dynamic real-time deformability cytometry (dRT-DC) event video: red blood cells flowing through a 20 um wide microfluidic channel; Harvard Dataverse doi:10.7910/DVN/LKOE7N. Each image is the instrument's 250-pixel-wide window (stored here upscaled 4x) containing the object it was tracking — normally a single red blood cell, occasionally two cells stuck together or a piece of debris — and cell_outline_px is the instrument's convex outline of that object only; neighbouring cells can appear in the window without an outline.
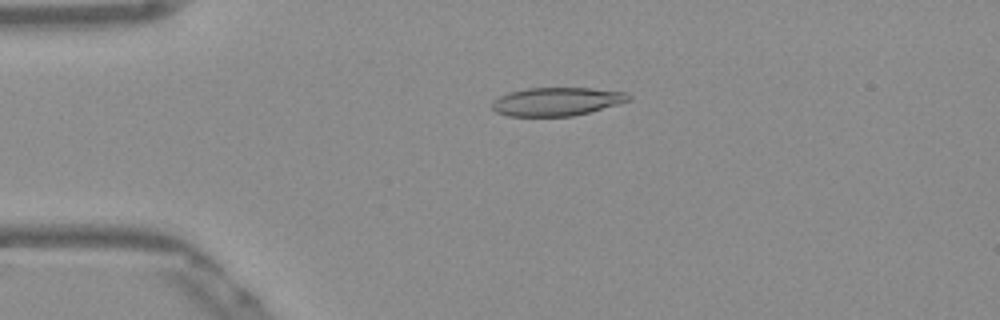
{"species": "Egyptian fruit bat (a non-hibernating species)", "species_latin": "Rousettus aegyptiacus", "temperature_condition": "warm", "stored_images_in_passage": 41, "camera_frame_rate_fps": 3000, "um_per_image_px": 0.085, "frame": {"image": 1, "passage_image": 1, "time_ms": 0.0, "image_size_px": [1000, 320], "cell_outline_px": [[632, 96], [628, 100], [616, 104], [588, 112], [572, 116], [508, 116], [496, 112], [492, 108], [492, 100], [508, 92], [528, 88], [592, 88], [628, 92]], "centroid_in_image_um": [47.29, 8.62], "position_along_channel_um": 37.7, "area_um2": 22.48}}
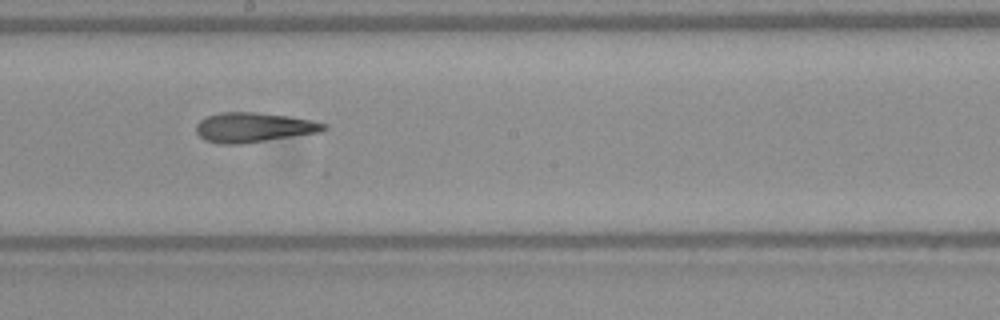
{"frame": {"image": 2, "passage_image": 18, "time_ms": 5.667, "image_size_px": [1000, 320], "cell_outline_px": [[328, 128], [320, 132], [240, 144], [220, 144], [204, 140], [196, 132], [196, 124], [200, 120], [208, 116], [224, 112], [256, 112], [292, 116], [312, 120], [328, 124]], "centroid_in_image_um": [21.58, 10.82], "position_along_channel_um": 226.6, "area_um2": 22.14}}
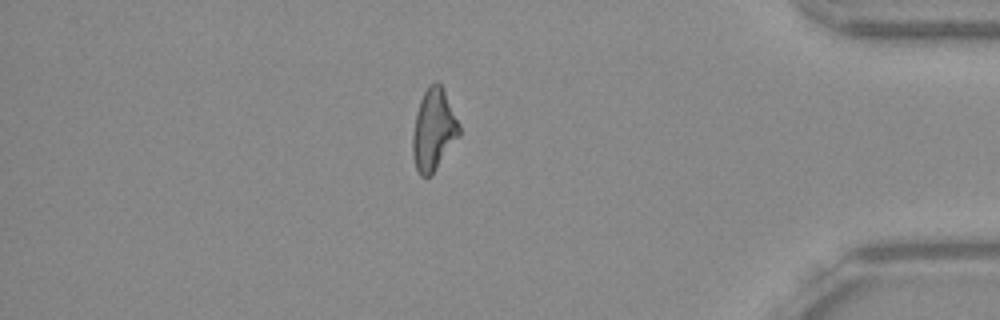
{"frame": {"image": 3, "passage_image": 34, "time_ms": 11.0, "image_size_px": [1000, 320], "cell_outline_px": [[460, 136], [432, 176], [420, 176], [416, 168], [412, 152], [412, 136], [416, 112], [420, 100], [424, 92], [436, 80], [440, 84], [460, 124]], "centroid_in_image_um": [36.86, 11.09], "position_along_channel_um": 398.3, "area_um2": 22.14}, "authors_computed_cell_mechanics": {"area_um2": 22.1374, "velocity_mm_per_s": 3.8923, "shape_relaxation_time_tau1_ms": null, "shape_relaxation_time_tau2_ms": 4.6028, "deformation_change_tau1": null, "deformation_change_tau2": 0.1543}}